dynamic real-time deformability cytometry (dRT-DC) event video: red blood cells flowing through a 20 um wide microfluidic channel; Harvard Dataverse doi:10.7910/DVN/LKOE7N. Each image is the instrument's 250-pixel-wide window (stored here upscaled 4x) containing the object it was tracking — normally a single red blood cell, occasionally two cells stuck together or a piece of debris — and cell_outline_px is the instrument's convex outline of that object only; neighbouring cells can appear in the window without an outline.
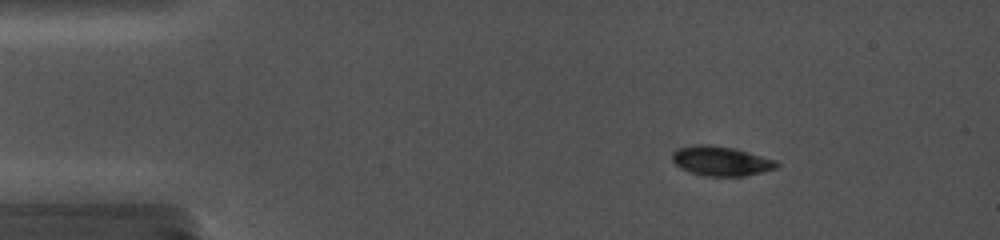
{"species": "common noctule bat (a hibernating species)", "species_latin": "Nyctalus noctula", "temperature_condition": "cold", "stored_images_in_passage": 59, "camera_frame_rate_fps": 5000, "um_per_image_px": 0.085, "animal": {"sex": "female", "body_mass_g": 19.0, "forearm_length_mm": 56.7}, "frame": {"image": 1, "passage_image": 5, "time_ms": 2.0, "image_size_px": [1000, 240], "cell_outline_px": [[780, 164], [776, 168], [744, 176], [704, 176], [688, 172], [680, 168], [672, 160], [672, 152], [676, 148], [696, 144], [708, 144], [736, 148], [776, 160]], "centroid_in_image_um": [61.25, 13.67], "position_along_channel_um": 23.7, "area_um2": 18.21}}
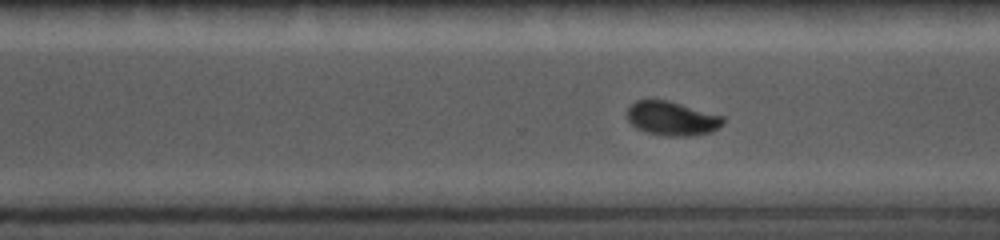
{"frame": {"image": 2, "passage_image": 36, "time_ms": 11.6, "image_size_px": [1000, 240], "cell_outline_px": [[724, 120], [716, 128], [708, 132], [688, 136], [668, 136], [648, 132], [636, 128], [628, 120], [628, 108], [636, 100], [668, 100], [724, 116]], "centroid_in_image_um": [57.09, 10.06], "position_along_channel_um": 313.5, "area_um2": 18.67}}
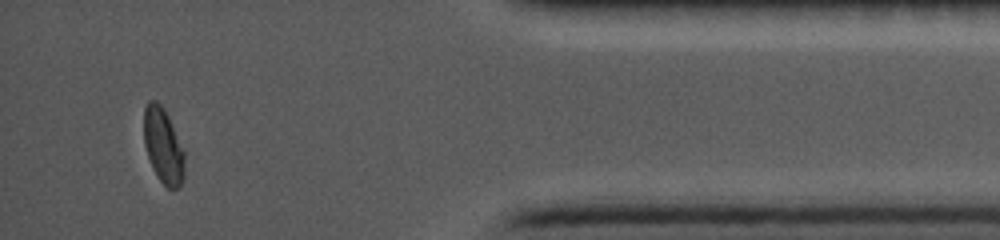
{"frame": {"image": 3, "passage_image": 54, "time_ms": 15.2, "image_size_px": [1000, 240], "cell_outline_px": [[184, 176], [180, 184], [176, 188], [168, 188], [160, 180], [148, 156], [144, 144], [144, 108], [148, 100], [156, 100], [164, 108], [168, 116], [184, 152]], "centroid_in_image_um": [13.86, 12.35], "position_along_channel_um": 421.3, "area_um2": 17.46}}